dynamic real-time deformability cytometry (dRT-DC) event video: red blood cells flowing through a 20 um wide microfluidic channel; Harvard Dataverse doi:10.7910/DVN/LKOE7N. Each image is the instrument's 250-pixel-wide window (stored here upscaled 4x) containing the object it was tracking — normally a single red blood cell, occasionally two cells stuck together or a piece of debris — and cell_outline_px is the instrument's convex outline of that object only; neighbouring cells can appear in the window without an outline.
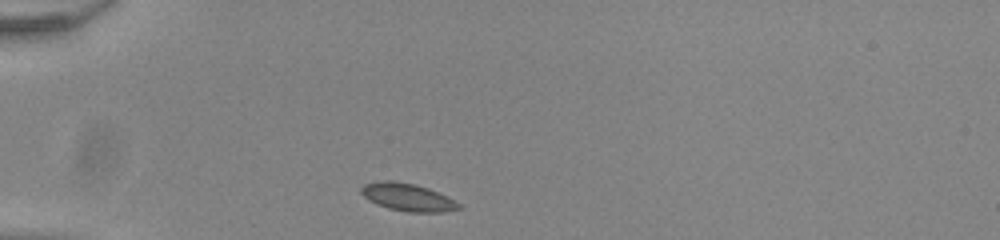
{"species": "common noctule bat (a hibernating species)", "species_latin": "Nyctalus noctula", "temperature_condition": "room temperature", "stored_images_in_passage": 32, "camera_frame_rate_fps": 3000, "um_per_image_px": 0.085, "animal": {"sex": "male", "body_mass_g": 20.0, "forearm_length_mm": 53.3}, "frame": {"image": 1, "passage_image": 1, "time_ms": 0.0, "image_size_px": [1000, 240], "cell_outline_px": [[460, 208], [440, 212], [408, 212], [388, 208], [376, 204], [368, 200], [360, 192], [360, 188], [364, 184], [380, 180], [392, 180], [416, 184], [428, 188], [460, 204]], "centroid_in_image_um": [34.57, 16.75], "position_along_channel_um": 50.4, "area_um2": 15.55}}
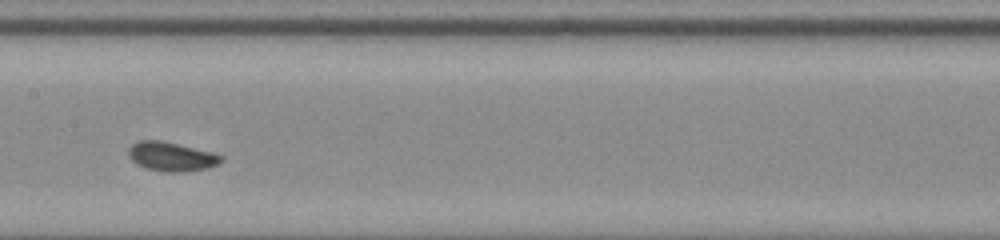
{"frame": {"image": 2, "passage_image": 14, "time_ms": 4.333, "image_size_px": [1000, 240], "cell_outline_px": [[224, 160], [216, 164], [204, 168], [184, 172], [172, 172], [144, 168], [136, 164], [132, 160], [128, 152], [128, 148], [132, 144], [140, 140], [160, 140], [212, 152], [224, 156]], "centroid_in_image_um": [14.55, 13.3], "position_along_channel_um": 192.9, "area_um2": 15.55}}
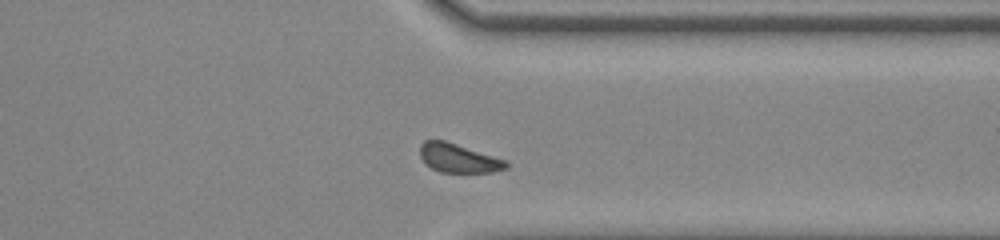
{"frame": {"image": 3, "passage_image": 28, "time_ms": 9.0, "image_size_px": [1000, 240], "cell_outline_px": [[508, 168], [492, 172], [440, 172], [424, 164], [420, 156], [420, 144], [424, 140], [444, 140], [508, 160]], "centroid_in_image_um": [38.97, 13.44], "position_along_channel_um": 372.4, "area_um2": 14.62}}